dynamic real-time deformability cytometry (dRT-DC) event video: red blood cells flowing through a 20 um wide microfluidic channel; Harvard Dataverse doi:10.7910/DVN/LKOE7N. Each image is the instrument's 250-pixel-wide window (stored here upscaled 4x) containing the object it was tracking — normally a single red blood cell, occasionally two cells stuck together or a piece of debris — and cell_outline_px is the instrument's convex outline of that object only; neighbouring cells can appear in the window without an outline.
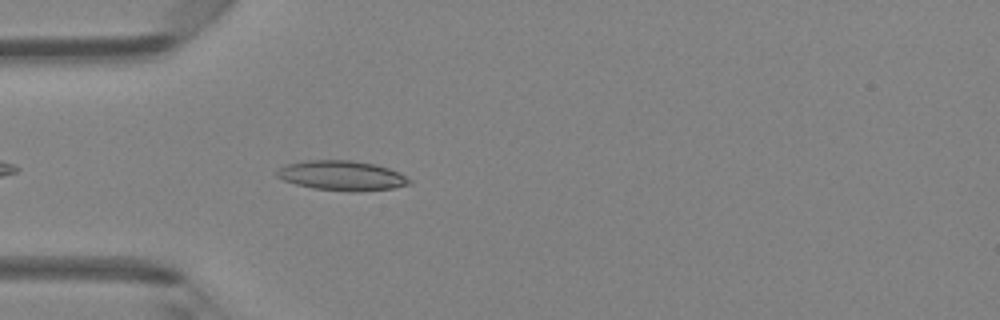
{"species": "Egyptian fruit bat (a non-hibernating species)", "species_latin": "Rousettus aegyptiacus", "temperature_condition": "room temperature", "stored_images_in_passage": 3, "camera_frame_rate_fps": 3000, "um_per_image_px": 0.085, "animal": {"sex": "female"}, "frame": {"image": 1, "passage_image": 3, "time_ms": 0.667, "image_size_px": [1000, 320], "cell_outline_px": [[412, 184], [392, 188], [352, 192], [348, 192], [312, 188], [296, 184], [284, 180], [276, 176], [276, 172], [284, 164], [308, 160], [352, 160], [376, 164], [400, 172], [412, 180]], "centroid_in_image_um": [29.08, 14.92], "position_along_channel_um": 55.9, "area_um2": 23.18}}